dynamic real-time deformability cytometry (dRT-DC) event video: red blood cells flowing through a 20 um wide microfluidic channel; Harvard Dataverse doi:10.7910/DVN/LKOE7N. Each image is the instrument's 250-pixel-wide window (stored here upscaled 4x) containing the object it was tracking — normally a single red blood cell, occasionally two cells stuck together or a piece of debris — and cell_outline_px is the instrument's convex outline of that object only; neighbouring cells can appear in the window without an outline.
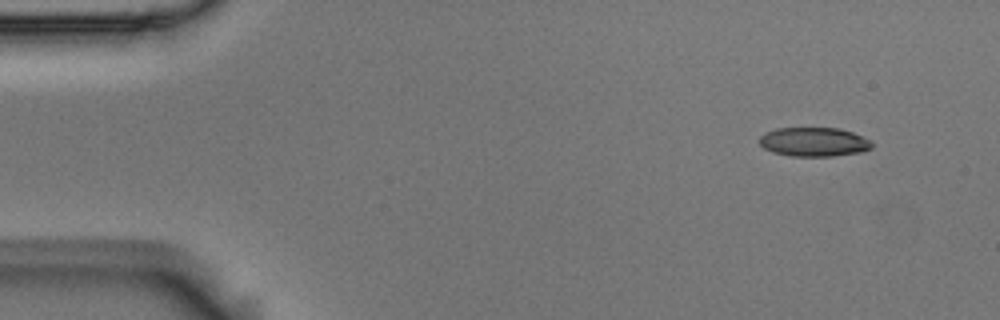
{"species": "Egyptian fruit bat (a non-hibernating species)", "species_latin": "Rousettus aegyptiacus", "temperature_condition": "room temperature", "stored_images_in_passage": 4, "camera_frame_rate_fps": 3000, "um_per_image_px": 0.085, "animal": {"sex": "male"}, "frame": {"image": 1, "passage_image": 1, "time_ms": 0.0, "image_size_px": [1000, 320], "cell_outline_px": [[872, 148], [860, 152], [832, 156], [788, 156], [772, 152], [764, 148], [760, 144], [760, 136], [776, 128], [840, 128], [864, 136], [872, 140]], "centroid_in_image_um": [69.21, 12.06], "position_along_channel_um": 15.8, "area_um2": 19.13}}
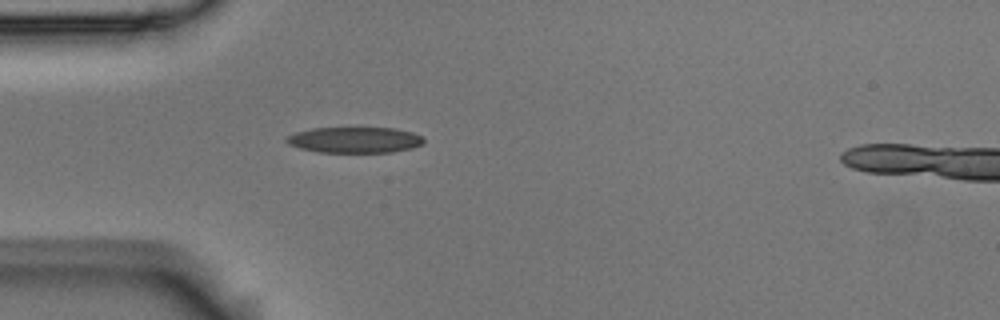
{"frame": {"image": 2, "passage_image": 4, "time_ms": 1.0, "image_size_px": [1000, 320], "cell_outline_px": [[424, 144], [412, 148], [392, 152], [316, 152], [300, 148], [288, 144], [284, 140], [288, 136], [296, 132], [312, 128], [396, 128], [412, 132], [420, 136], [424, 140]], "centroid_in_image_um": [30.15, 11.89], "position_along_channel_um": 54.9, "area_um2": 20.69}}